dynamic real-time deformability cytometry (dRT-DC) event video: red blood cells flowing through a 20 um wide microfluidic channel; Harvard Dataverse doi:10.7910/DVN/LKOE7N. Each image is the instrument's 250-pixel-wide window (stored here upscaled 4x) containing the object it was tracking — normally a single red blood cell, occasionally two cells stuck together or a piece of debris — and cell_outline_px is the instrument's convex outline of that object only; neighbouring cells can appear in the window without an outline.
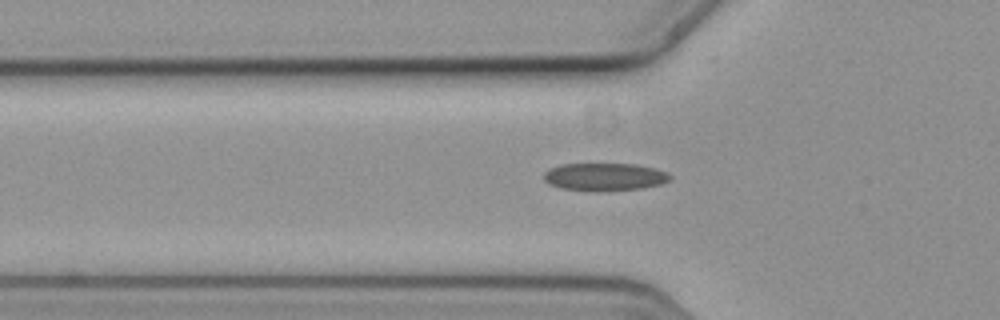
{"species": "common noctule bat (a hibernating species)", "species_latin": "Nyctalus noctula", "temperature_condition": "cold", "stored_images_in_passage": 42, "camera_frame_rate_fps": 3000, "um_per_image_px": 0.085, "animal": {"sex": "female", "body_mass_g": 19.3, "forearm_length_mm": 54.1}, "frame": {"image": 1, "passage_image": 11, "time_ms": 3.333, "image_size_px": [1000, 320], "cell_outline_px": [[672, 176], [668, 180], [660, 184], [640, 188], [596, 192], [560, 188], [548, 184], [544, 180], [544, 172], [560, 164], [636, 164], [668, 172]], "centroid_in_image_um": [51.36, 15.04], "position_along_channel_um": 74.4, "area_um2": 20.4}}
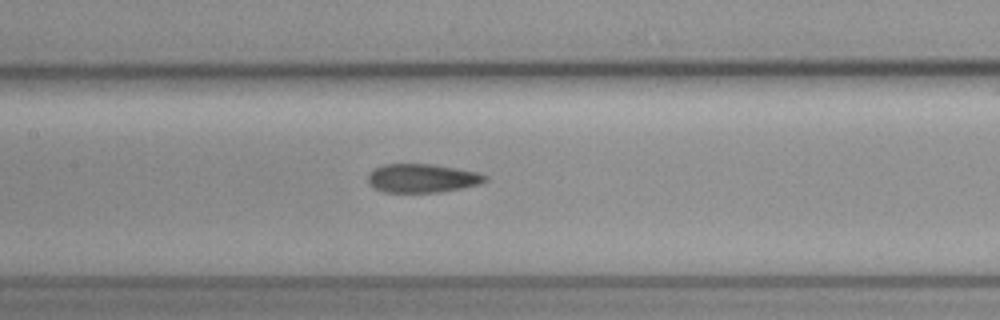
{"frame": {"image": 2, "passage_image": 19, "time_ms": 6.0, "image_size_px": [1000, 320], "cell_outline_px": [[488, 180], [480, 184], [440, 192], [384, 192], [368, 184], [368, 176], [376, 168], [384, 164], [432, 164], [456, 168], [476, 172], [488, 176]], "centroid_in_image_um": [35.91, 15.15], "position_along_channel_um": 171.5, "area_um2": 19.42}}
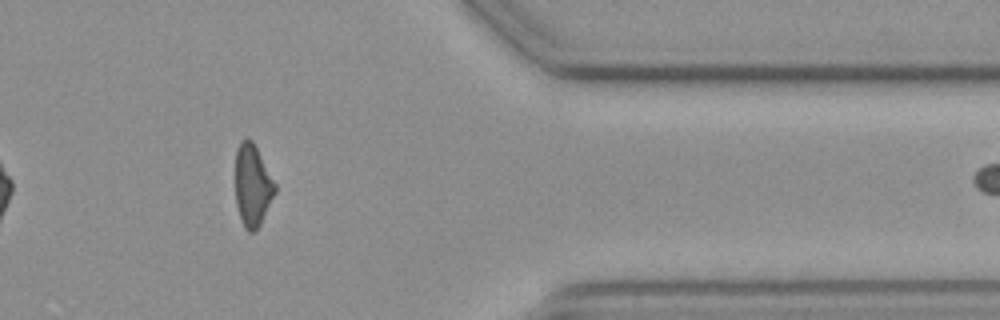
{"frame": {"image": 3, "passage_image": 39, "time_ms": 12.667, "image_size_px": [1000, 320], "cell_outline_px": [[276, 192], [260, 224], [252, 232], [248, 232], [244, 228], [236, 204], [236, 148], [240, 140], [248, 136], [252, 140], [276, 184]], "centroid_in_image_um": [21.46, 15.72], "position_along_channel_um": 389.9, "area_um2": 18.84}}